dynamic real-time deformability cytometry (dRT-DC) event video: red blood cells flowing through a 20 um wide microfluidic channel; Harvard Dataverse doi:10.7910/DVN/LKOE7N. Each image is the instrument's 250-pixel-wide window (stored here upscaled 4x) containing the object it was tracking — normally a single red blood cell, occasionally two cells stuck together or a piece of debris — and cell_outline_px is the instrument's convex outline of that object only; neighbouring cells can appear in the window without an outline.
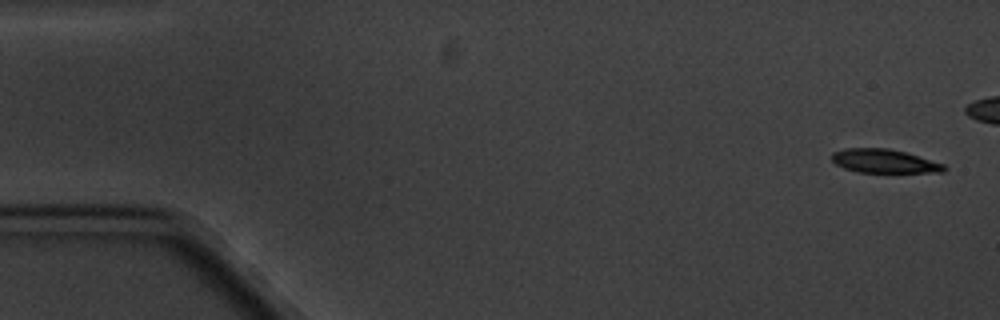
{"species": "common noctule bat (a hibernating species)", "species_latin": "Nyctalus noctula", "temperature_condition": "cold", "stored_images_in_passage": 8, "camera_frame_rate_fps": 3000, "um_per_image_px": 0.085, "animal": {"sex": "male", "body_mass_g": 20.1, "forearm_length_mm": 53.5}, "frame": {"image": 1, "passage_image": 1, "time_ms": 0.0, "image_size_px": [1000, 320], "cell_outline_px": [[948, 168], [944, 172], [856, 172], [844, 168], [836, 164], [832, 160], [832, 152], [844, 148], [888, 148], [904, 152], [944, 164]], "centroid_in_image_um": [75.13, 13.69], "position_along_channel_um": 9.9, "area_um2": 15.43}}